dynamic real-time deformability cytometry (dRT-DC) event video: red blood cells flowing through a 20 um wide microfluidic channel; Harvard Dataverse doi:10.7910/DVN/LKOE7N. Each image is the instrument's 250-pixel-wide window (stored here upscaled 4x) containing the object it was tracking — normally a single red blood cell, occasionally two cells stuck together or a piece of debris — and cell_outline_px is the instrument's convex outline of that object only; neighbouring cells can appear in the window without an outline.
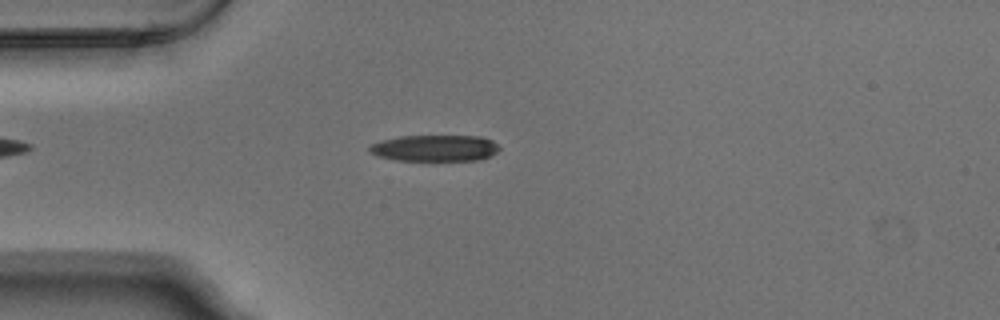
{"species": "Egyptian fruit bat (a non-hibernating species)", "species_latin": "Rousettus aegyptiacus", "temperature_condition": "warm", "stored_images_in_passage": 3, "camera_frame_rate_fps": 3000, "um_per_image_px": 0.085, "animal": {"sex": "male"}, "frame": {"image": 1, "passage_image": 3, "time_ms": 0.667, "image_size_px": [1000, 320], "cell_outline_px": [[500, 148], [496, 152], [488, 156], [476, 160], [396, 160], [376, 156], [368, 152], [368, 148], [372, 144], [380, 140], [400, 136], [480, 136], [492, 140]], "centroid_in_image_um": [36.9, 12.58], "position_along_channel_um": 48.1, "area_um2": 19.88}}